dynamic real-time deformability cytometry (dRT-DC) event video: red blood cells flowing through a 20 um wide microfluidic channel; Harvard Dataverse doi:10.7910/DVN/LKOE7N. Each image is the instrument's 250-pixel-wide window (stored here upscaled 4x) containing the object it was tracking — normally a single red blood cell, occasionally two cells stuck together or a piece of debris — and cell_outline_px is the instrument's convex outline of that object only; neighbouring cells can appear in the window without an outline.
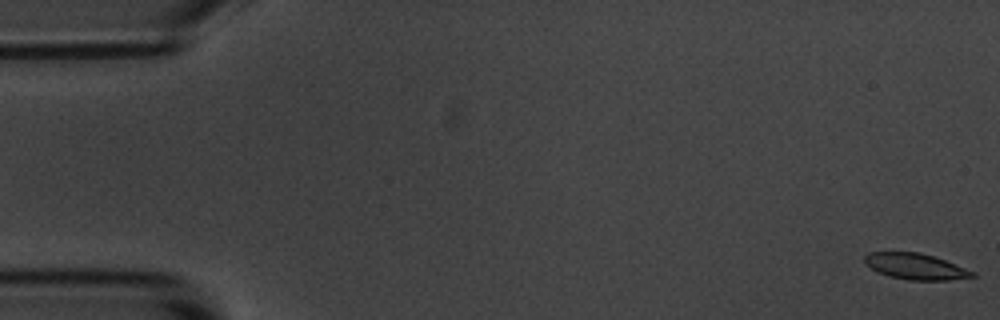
{"species": "common noctule bat (a hibernating species)", "species_latin": "Nyctalus noctula", "temperature_condition": "room temperature", "stored_images_in_passage": 57, "camera_frame_rate_fps": 3000, "um_per_image_px": 0.085, "animal": {"sex": "male", "body_mass_g": 20.1, "forearm_length_mm": 53.5}, "frame": {"image": 1, "passage_image": 1, "time_ms": 0.0, "image_size_px": [1000, 320], "cell_outline_px": [[976, 276], [948, 280], [908, 280], [888, 276], [876, 272], [864, 264], [864, 256], [868, 252], [920, 252], [944, 260], [976, 272]], "centroid_in_image_um": [77.77, 22.65], "position_along_channel_um": 7.2, "area_um2": 16.42}}
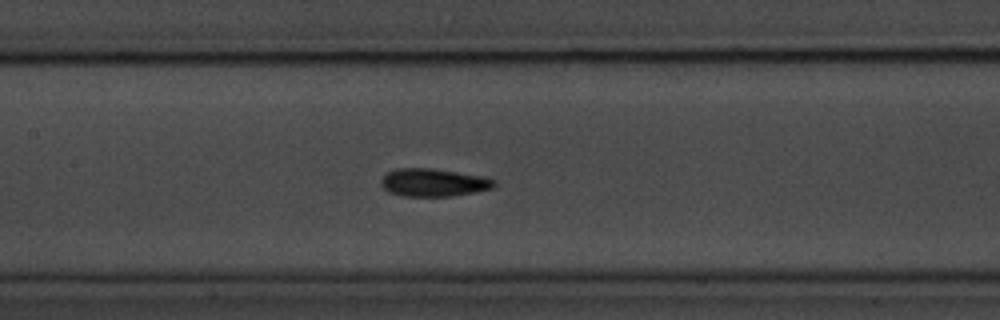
{"frame": {"image": 2, "passage_image": 26, "time_ms": 8.333, "image_size_px": [1000, 320], "cell_outline_px": [[496, 184], [492, 188], [452, 196], [404, 196], [388, 192], [380, 184], [380, 180], [388, 172], [396, 168], [432, 168], [484, 176], [496, 180]], "centroid_in_image_um": [36.84, 15.51], "position_along_channel_um": 170.6, "area_um2": 18.38}}
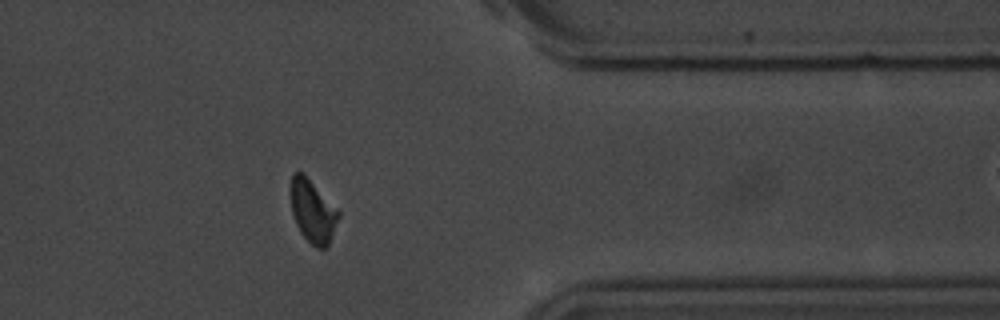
{"frame": {"image": 3, "passage_image": 45, "time_ms": 14.667, "image_size_px": [1000, 320], "cell_outline_px": [[340, 216], [328, 244], [324, 248], [316, 248], [300, 232], [296, 224], [292, 212], [288, 192], [292, 172], [304, 172], [340, 212]], "centroid_in_image_um": [26.53, 17.88], "position_along_channel_um": 384.9, "area_um2": 17.74}, "authors_computed_cell_mechanics": {"area_um2": 17.6868, "velocity_mm_per_s": 3.6261, "shape_relaxation_time_tau1_ms": 2.4693, "shape_relaxation_time_tau2_ms": 2.3504, "deformation_change_tau1": 0.1043, "deformation_change_tau2": 0.0689}}